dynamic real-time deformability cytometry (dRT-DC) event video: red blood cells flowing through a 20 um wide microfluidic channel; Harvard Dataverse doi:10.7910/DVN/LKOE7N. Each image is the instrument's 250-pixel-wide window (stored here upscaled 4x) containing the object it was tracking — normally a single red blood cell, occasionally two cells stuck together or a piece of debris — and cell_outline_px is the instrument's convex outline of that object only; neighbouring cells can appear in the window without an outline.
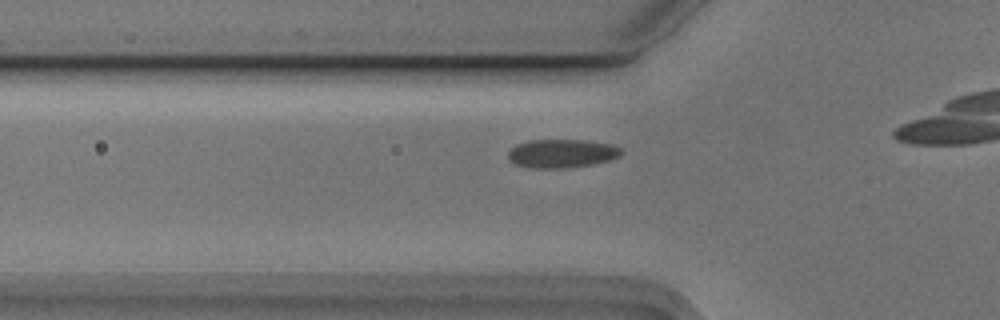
{"species": "Egyptian fruit bat (a non-hibernating species)", "species_latin": "Rousettus aegyptiacus", "temperature_condition": "cold", "stored_images_in_passage": 10, "camera_frame_rate_fps": 3000, "um_per_image_px": 0.085, "animal": {"sex": "male"}, "frame": {"image": 1, "passage_image": 4, "time_ms": 1.0, "image_size_px": [1000, 320], "cell_outline_px": [[624, 152], [620, 156], [612, 160], [592, 164], [564, 168], [532, 168], [516, 164], [508, 156], [508, 152], [516, 144], [528, 140], [584, 140], [612, 144], [620, 148]], "centroid_in_image_um": [47.79, 13.04], "position_along_channel_um": 78.0, "area_um2": 18.84}}
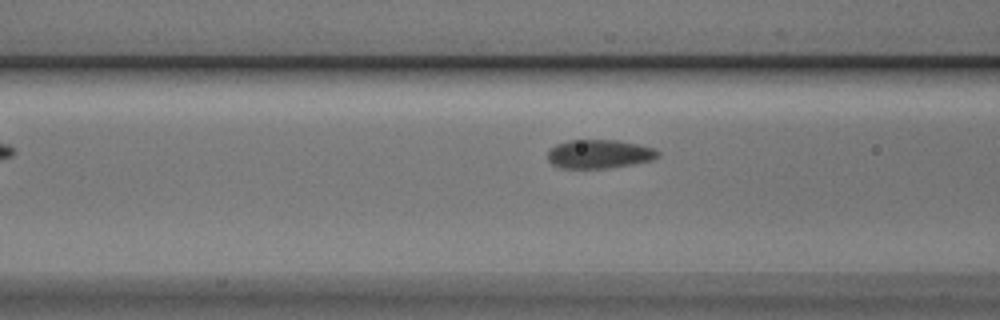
{"frame": {"image": 2, "passage_image": 7, "time_ms": 2.0, "image_size_px": [1000, 320], "cell_outline_px": [[660, 156], [652, 160], [632, 164], [608, 168], [560, 168], [552, 164], [548, 160], [548, 148], [556, 144], [568, 140], [616, 140], [636, 144], [652, 148], [660, 152]], "centroid_in_image_um": [50.9, 13.09], "position_along_channel_um": 115.7, "area_um2": 18.5}}